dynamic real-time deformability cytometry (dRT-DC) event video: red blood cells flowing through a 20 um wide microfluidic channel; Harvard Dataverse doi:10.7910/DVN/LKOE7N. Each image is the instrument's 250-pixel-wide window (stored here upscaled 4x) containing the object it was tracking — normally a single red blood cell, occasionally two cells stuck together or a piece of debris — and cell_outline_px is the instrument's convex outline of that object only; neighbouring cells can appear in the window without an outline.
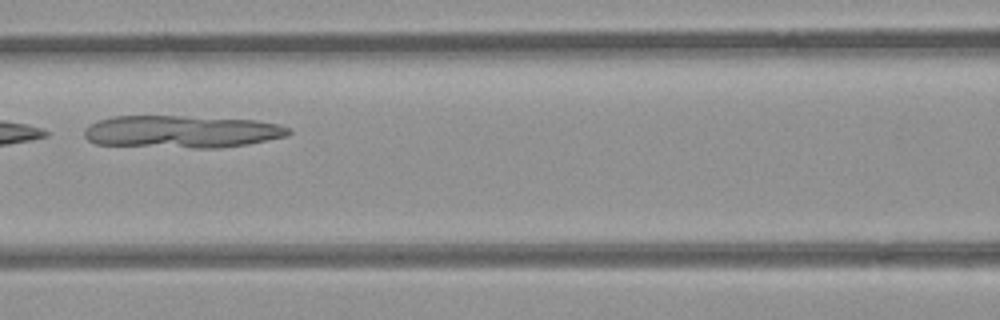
{"species": "common noctule bat (a hibernating species)", "species_latin": "Nyctalus noctula", "temperature_condition": "room temperature", "stored_images_in_passage": 4, "camera_frame_rate_fps": 3000, "um_per_image_px": 0.085, "animal": {"sex": "female", "body_mass_g": 21.9}, "frame": {"image": 1, "passage_image": 3, "time_ms": 2.333, "image_size_px": [1000, 320], "cell_outline_px": [[292, 132], [288, 136], [248, 144], [220, 148], [192, 148], [96, 144], [88, 140], [84, 136], [84, 128], [100, 120], [112, 116], [180, 116], [256, 120], [280, 124], [292, 128]], "centroid_in_image_um": [15.5, 11.19], "position_along_channel_um": 151.1, "area_um2": 38.84}}
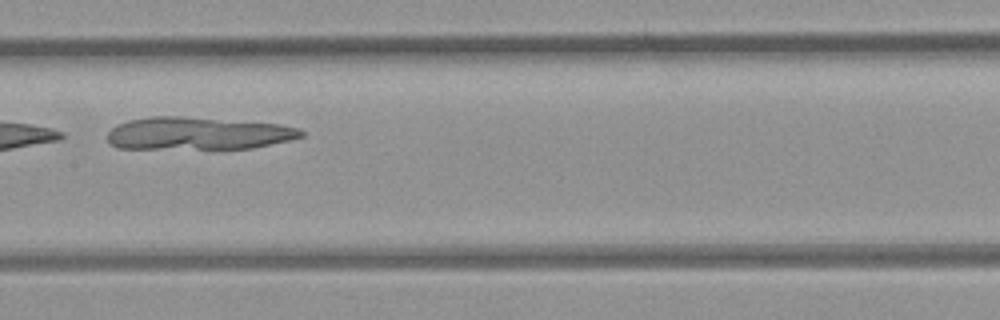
{"frame": {"image": 2, "passage_image": 4, "time_ms": 3.333, "image_size_px": [1000, 320], "cell_outline_px": [[304, 136], [288, 140], [252, 148], [116, 148], [108, 144], [108, 132], [116, 124], [128, 120], [148, 116], [180, 116], [280, 124], [300, 128], [304, 132]], "centroid_in_image_um": [16.78, 11.33], "position_along_channel_um": 190.6, "area_um2": 36.76}}